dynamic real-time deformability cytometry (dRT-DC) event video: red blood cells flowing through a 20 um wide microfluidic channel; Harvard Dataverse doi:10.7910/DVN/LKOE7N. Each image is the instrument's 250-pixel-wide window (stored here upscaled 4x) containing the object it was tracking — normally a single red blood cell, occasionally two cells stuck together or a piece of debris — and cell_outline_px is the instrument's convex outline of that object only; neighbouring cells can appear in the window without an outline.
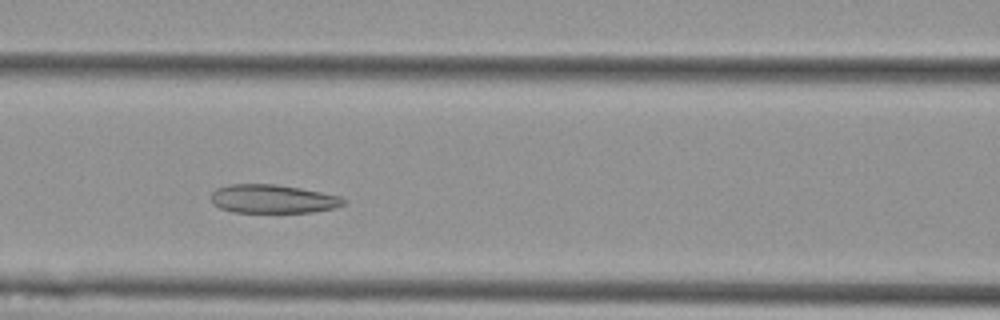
{"species": "Egyptian fruit bat (a non-hibernating species)", "species_latin": "Rousettus aegyptiacus", "temperature_condition": "cold", "stored_images_in_passage": 5, "camera_frame_rate_fps": 3000, "um_per_image_px": 0.085, "animal": {"sex": "female"}, "frame": {"image": 1, "passage_image": 3, "time_ms": 0.667, "image_size_px": [1000, 320], "cell_outline_px": [[348, 200], [344, 204], [332, 208], [312, 212], [232, 212], [220, 208], [212, 204], [212, 192], [216, 188], [228, 184], [276, 184], [300, 188], [340, 196]], "centroid_in_image_um": [23.16, 16.9], "position_along_channel_um": 143.4, "area_um2": 22.08}}
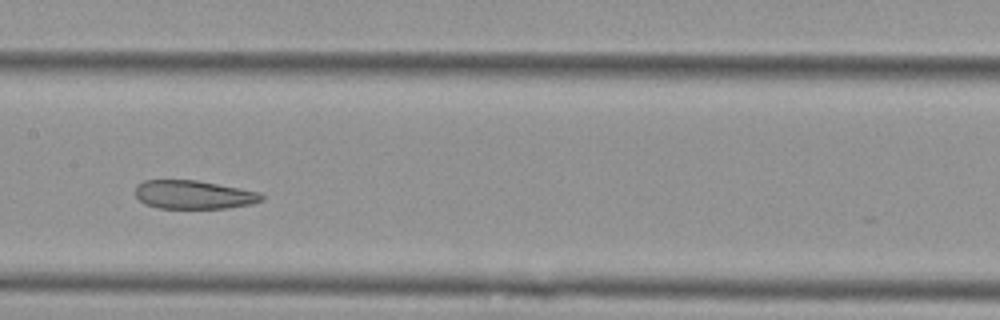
{"frame": {"image": 2, "passage_image": 4, "time_ms": 1.0, "image_size_px": [1000, 320], "cell_outline_px": [[264, 200], [252, 204], [228, 208], [156, 208], [144, 204], [132, 192], [136, 184], [144, 180], [196, 180], [240, 188], [260, 192], [264, 196]], "centroid_in_image_um": [16.43, 16.55], "position_along_channel_um": 191.0, "area_um2": 21.33}}